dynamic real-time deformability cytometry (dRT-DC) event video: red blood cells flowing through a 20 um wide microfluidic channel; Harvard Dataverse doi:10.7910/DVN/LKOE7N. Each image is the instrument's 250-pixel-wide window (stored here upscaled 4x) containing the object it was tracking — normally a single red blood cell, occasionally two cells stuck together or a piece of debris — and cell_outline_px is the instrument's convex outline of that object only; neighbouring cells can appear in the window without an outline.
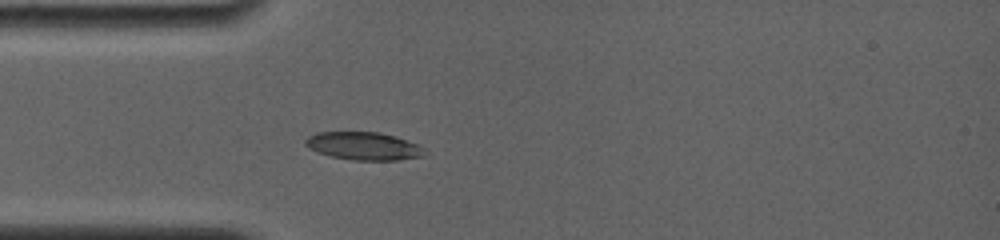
{"species": "common noctule bat (a hibernating species)", "species_latin": "Nyctalus noctula", "temperature_condition": "room temperature", "stored_images_in_passage": 7, "camera_frame_rate_fps": 4000, "um_per_image_px": 0.085, "animal": {"sex": "female", "body_mass_g": 19.0, "forearm_length_mm": 56.7}, "frame": {"image": 1, "passage_image": 7, "time_ms": 4.25, "image_size_px": [1000, 240], "cell_outline_px": [[424, 156], [396, 160], [352, 160], [332, 156], [316, 152], [308, 148], [304, 144], [304, 140], [308, 136], [316, 132], [380, 132], [396, 136], [416, 144], [424, 148]], "centroid_in_image_um": [30.87, 12.4], "position_along_channel_um": 54.1, "area_um2": 19.42}}